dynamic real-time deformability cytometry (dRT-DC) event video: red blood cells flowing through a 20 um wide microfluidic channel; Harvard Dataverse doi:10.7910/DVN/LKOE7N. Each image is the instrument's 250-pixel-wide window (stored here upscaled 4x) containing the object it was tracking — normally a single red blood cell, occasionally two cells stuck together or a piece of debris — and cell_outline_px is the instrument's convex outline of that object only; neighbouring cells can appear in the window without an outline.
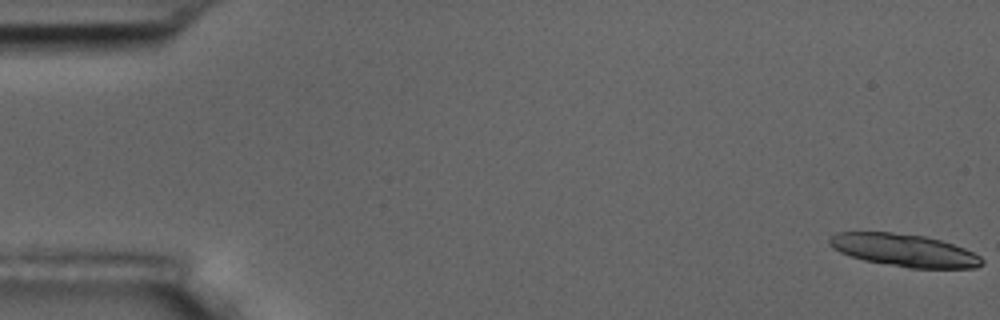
{"species": "common noctule bat (a hibernating species)", "species_latin": "Nyctalus noctula", "temperature_condition": "room temperature", "stored_images_in_passage": 5, "camera_frame_rate_fps": 3000, "um_per_image_px": 0.085, "animal": {"sex": "male", "body_mass_g": 17.5, "forearm_length_mm": 52.3}, "frame": {"image": 1, "passage_image": 1, "time_ms": 0.0, "image_size_px": [1000, 320], "cell_outline_px": [[984, 264], [976, 268], [908, 268], [864, 260], [840, 252], [832, 248], [828, 244], [828, 236], [836, 232], [892, 232], [924, 236], [940, 240], [964, 248], [980, 256], [984, 260]], "centroid_in_image_um": [76.83, 21.27], "position_along_channel_um": 8.2, "area_um2": 29.02}}